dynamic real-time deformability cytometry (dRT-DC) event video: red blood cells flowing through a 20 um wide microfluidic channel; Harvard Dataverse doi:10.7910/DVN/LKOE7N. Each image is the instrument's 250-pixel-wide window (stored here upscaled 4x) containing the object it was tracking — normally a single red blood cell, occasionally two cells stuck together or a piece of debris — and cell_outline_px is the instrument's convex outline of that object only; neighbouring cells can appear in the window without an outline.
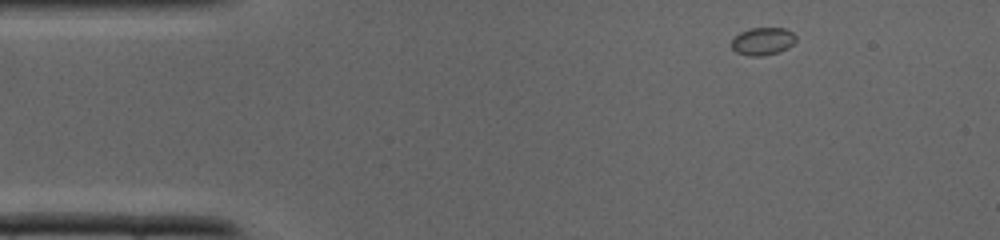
{"species": "common noctule bat (a hibernating species)", "species_latin": "Nyctalus noctula", "temperature_condition": "cold", "stored_images_in_passage": 34, "camera_frame_rate_fps": 3000, "um_per_image_px": 0.085, "animal": {"sex": "male", "body_mass_g": 19.0, "forearm_length_mm": 50.8}, "frame": {"image": 1, "passage_image": 1, "time_ms": 0.0, "image_size_px": [1000, 240], "cell_outline_px": [[796, 40], [788, 48], [776, 52], [760, 56], [752, 56], [736, 52], [732, 48], [732, 40], [740, 32], [748, 28], [784, 28], [792, 32], [796, 36]], "centroid_in_image_um": [64.83, 3.49], "position_along_channel_um": 20.2, "area_um2": 10.23}}
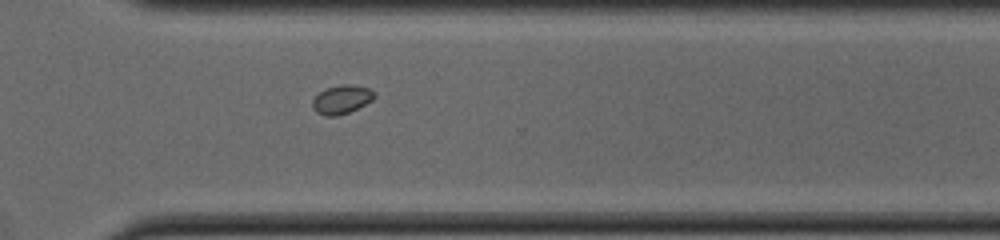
{"frame": {"image": 2, "passage_image": 23, "time_ms": 7.333, "image_size_px": [1000, 240], "cell_outline_px": [[376, 96], [372, 100], [348, 112], [336, 116], [324, 116], [316, 112], [312, 108], [312, 100], [320, 92], [328, 88], [340, 84], [352, 84], [368, 88], [376, 92]], "centroid_in_image_um": [29.04, 8.45], "position_along_channel_um": 341.6, "area_um2": 10.29}}
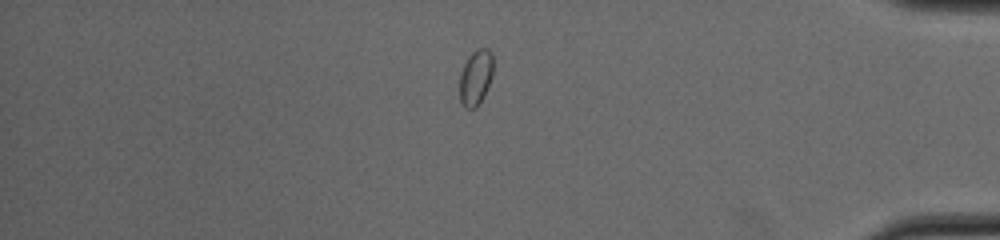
{"frame": {"image": 3, "passage_image": 28, "time_ms": 9.0, "image_size_px": [1000, 240], "cell_outline_px": [[492, 76], [484, 96], [476, 108], [464, 108], [460, 104], [460, 72], [468, 56], [476, 48], [488, 48], [492, 56]], "centroid_in_image_um": [40.42, 6.59], "position_along_channel_um": 394.8, "area_um2": 10.92}}